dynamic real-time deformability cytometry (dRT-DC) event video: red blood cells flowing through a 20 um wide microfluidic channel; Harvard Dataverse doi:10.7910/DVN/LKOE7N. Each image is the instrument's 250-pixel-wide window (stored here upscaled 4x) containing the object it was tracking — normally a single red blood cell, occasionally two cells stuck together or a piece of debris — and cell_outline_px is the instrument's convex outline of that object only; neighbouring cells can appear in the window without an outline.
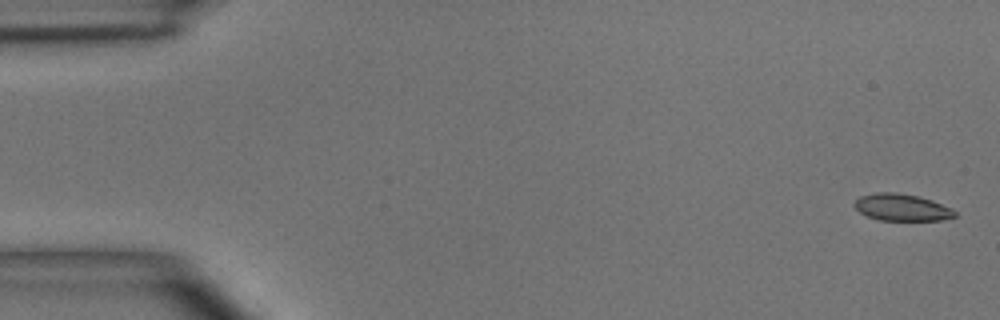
{"species": "common noctule bat (a hibernating species)", "species_latin": "Nyctalus noctula", "temperature_condition": "room temperature", "stored_images_in_passage": 6, "camera_frame_rate_fps": 3000, "um_per_image_px": 0.085, "animal": {"sex": "male", "body_mass_g": 15.6}, "frame": {"image": 1, "passage_image": 1, "time_ms": 0.0, "image_size_px": [1000, 320], "cell_outline_px": [[956, 216], [940, 220], [880, 220], [868, 216], [860, 212], [852, 204], [860, 196], [876, 192], [896, 192], [920, 196], [932, 200], [952, 208], [956, 212]], "centroid_in_image_um": [76.65, 17.61], "position_along_channel_um": 8.3, "area_um2": 15.78}}
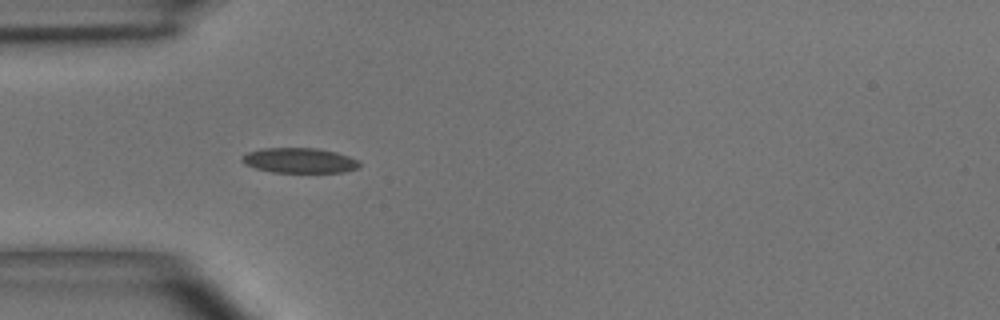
{"frame": {"image": 2, "passage_image": 5, "time_ms": 4.667, "image_size_px": [1000, 320], "cell_outline_px": [[360, 168], [344, 172], [272, 172], [256, 168], [244, 164], [240, 160], [240, 156], [248, 152], [264, 148], [316, 148], [336, 152], [360, 160]], "centroid_in_image_um": [25.46, 13.64], "position_along_channel_um": 59.5, "area_um2": 17.28}}
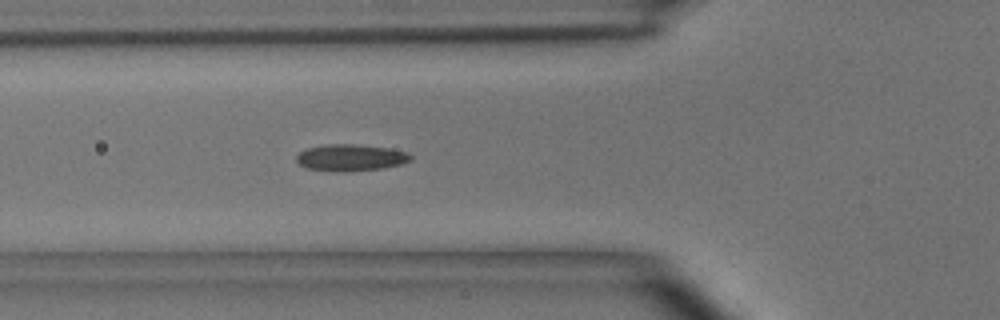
{"frame": {"image": 3, "passage_image": 6, "time_ms": 5.667, "image_size_px": [1000, 320], "cell_outline_px": [[412, 160], [400, 164], [384, 168], [344, 172], [336, 172], [308, 168], [300, 164], [296, 160], [296, 156], [300, 152], [308, 148], [324, 144], [360, 144], [388, 148], [408, 152], [412, 156]], "centroid_in_image_um": [29.83, 13.39], "position_along_channel_um": 96.0, "area_um2": 17.86}}